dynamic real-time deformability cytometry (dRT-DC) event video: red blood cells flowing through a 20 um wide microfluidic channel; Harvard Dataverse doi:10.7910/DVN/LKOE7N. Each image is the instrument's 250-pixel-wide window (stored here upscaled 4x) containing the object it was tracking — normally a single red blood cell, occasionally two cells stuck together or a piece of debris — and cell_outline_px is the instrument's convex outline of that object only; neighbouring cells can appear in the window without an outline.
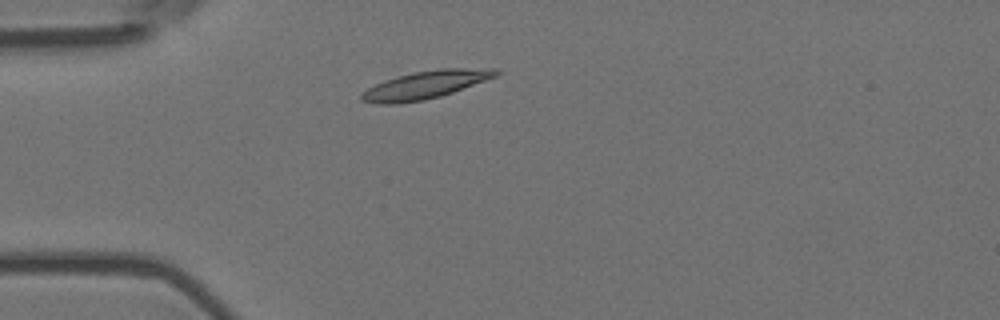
{"species": "Egyptian fruit bat (a non-hibernating species)", "species_latin": "Rousettus aegyptiacus", "temperature_condition": "room temperature", "stored_images_in_passage": 1, "camera_frame_rate_fps": 3000, "um_per_image_px": 0.085, "animal": {"sex": "female"}, "frame": {"image": 1, "passage_image": 1, "time_ms": 0.0, "image_size_px": [1000, 320], "cell_outline_px": [[500, 72], [496, 76], [452, 92], [440, 96], [424, 100], [396, 104], [376, 104], [360, 100], [360, 92], [384, 80], [396, 76], [412, 72], [440, 68], [496, 68]], "centroid_in_image_um": [36.11, 7.21], "position_along_channel_um": 48.9, "area_um2": 21.85}}